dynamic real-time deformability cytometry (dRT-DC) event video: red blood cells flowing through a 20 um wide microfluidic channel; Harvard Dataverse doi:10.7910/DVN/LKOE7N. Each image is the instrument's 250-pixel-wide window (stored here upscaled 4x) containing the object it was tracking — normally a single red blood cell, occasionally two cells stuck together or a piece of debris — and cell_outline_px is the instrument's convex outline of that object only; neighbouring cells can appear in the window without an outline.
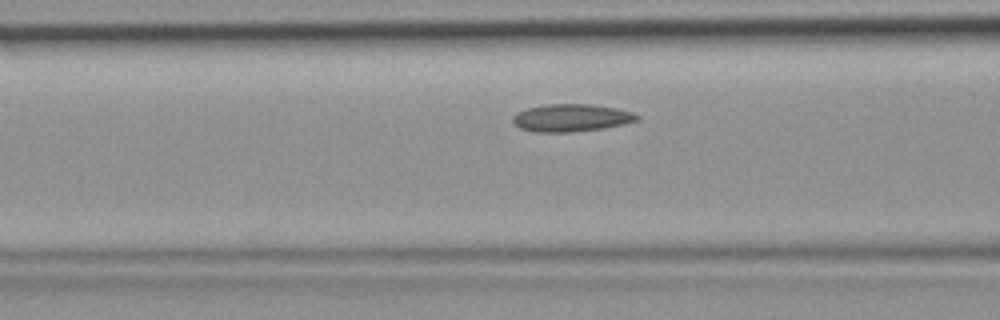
{"species": "common noctule bat (a hibernating species)", "species_latin": "Nyctalus noctula", "temperature_condition": "room temperature", "stored_images_in_passage": 34, "segment_of_instrument_passage": [1, 2], "camera_frame_rate_fps": 3000, "um_per_image_px": 0.085, "animal": {"sex": "female", "body_mass_g": 19.9}, "frame": {"image": 1, "passage_image": 4, "time_ms": 1.0, "image_size_px": [1000, 320], "cell_outline_px": [[640, 120], [624, 124], [604, 128], [572, 132], [532, 132], [520, 128], [512, 120], [512, 116], [516, 112], [528, 108], [544, 104], [588, 104], [616, 108], [632, 112], [640, 116]], "centroid_in_image_um": [48.56, 10.02], "position_along_channel_um": 118.0, "area_um2": 20.06}}
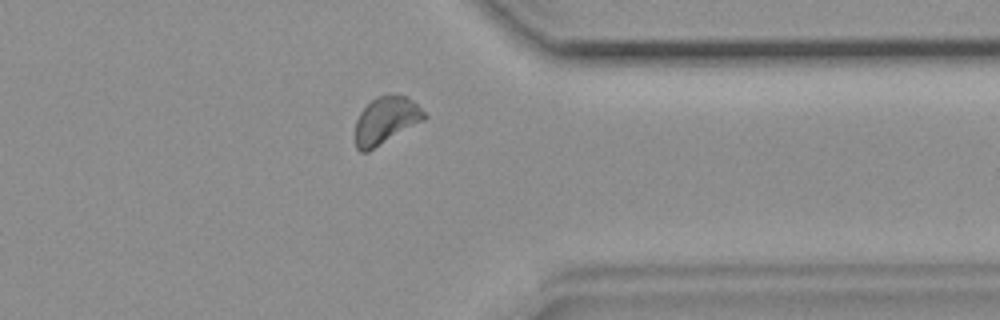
{"frame": {"image": 2, "passage_image": 23, "time_ms": 7.333, "image_size_px": [1000, 320], "cell_outline_px": [[428, 116], [424, 120], [368, 152], [360, 152], [356, 148], [352, 136], [356, 120], [360, 112], [376, 96], [408, 96]], "centroid_in_image_um": [32.74, 10.28], "position_along_channel_um": 378.7, "area_um2": 19.07}}
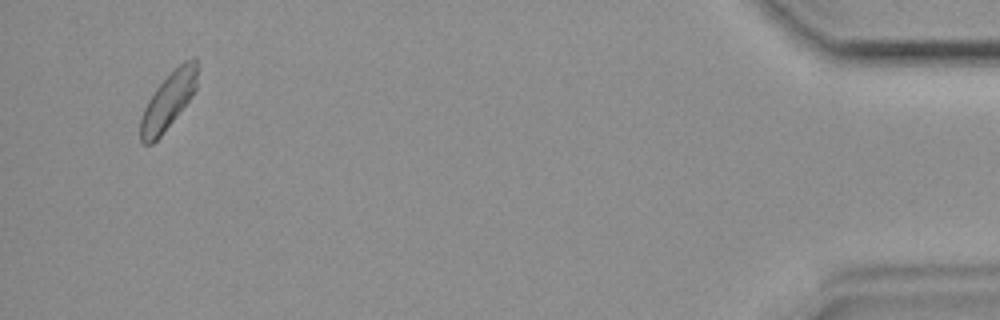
{"frame": {"image": 3, "passage_image": 31, "time_ms": 10.0, "image_size_px": [1000, 320], "cell_outline_px": [[196, 88], [192, 96], [160, 136], [152, 144], [144, 144], [140, 140], [140, 120], [144, 108], [148, 100], [156, 88], [184, 60], [192, 56], [196, 56]], "centroid_in_image_um": [14.29, 8.57], "position_along_channel_um": 420.9, "area_um2": 18.32}}